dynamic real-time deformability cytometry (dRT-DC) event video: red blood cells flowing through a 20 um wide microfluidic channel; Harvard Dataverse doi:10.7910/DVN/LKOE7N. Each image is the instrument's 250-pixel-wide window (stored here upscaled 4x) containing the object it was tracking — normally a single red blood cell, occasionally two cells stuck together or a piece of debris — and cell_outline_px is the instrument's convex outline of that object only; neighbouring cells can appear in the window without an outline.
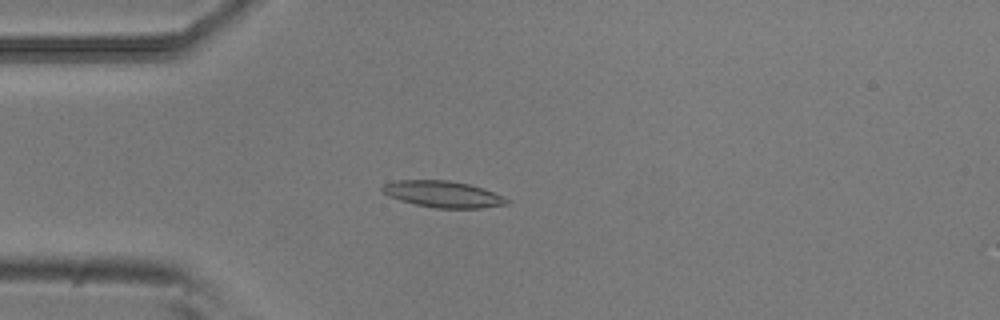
{"species": "common noctule bat (a hibernating species)", "species_latin": "Nyctalus noctula", "temperature_condition": "room temperature", "stored_images_in_passage": 50, "camera_frame_rate_fps": 3000, "um_per_image_px": 0.085, "animal": {"sex": "male", "body_mass_g": 20.5, "forearm_length_mm": 52.5}, "frame": {"image": 1, "passage_image": 11, "time_ms": 3.333, "image_size_px": [1000, 320], "cell_outline_px": [[512, 200], [508, 204], [480, 208], [436, 208], [416, 204], [400, 200], [388, 196], [380, 188], [384, 184], [396, 180], [448, 180], [468, 184], [484, 188], [504, 196]], "centroid_in_image_um": [37.69, 16.5], "position_along_channel_um": 47.3, "area_um2": 19.25}}
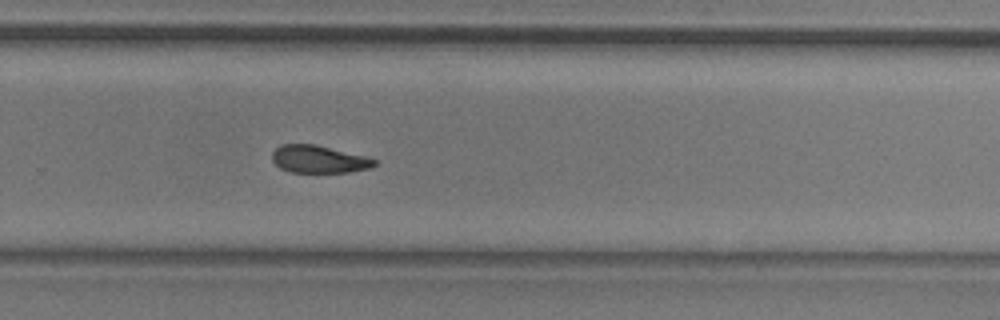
{"frame": {"image": 2, "passage_image": 32, "time_ms": 10.333, "image_size_px": [1000, 320], "cell_outline_px": [[376, 164], [368, 168], [348, 172], [292, 172], [280, 168], [272, 160], [272, 152], [280, 144], [316, 144], [364, 156], [376, 160]], "centroid_in_image_um": [27.05, 13.52], "position_along_channel_um": 302.7, "area_um2": 16.24}}
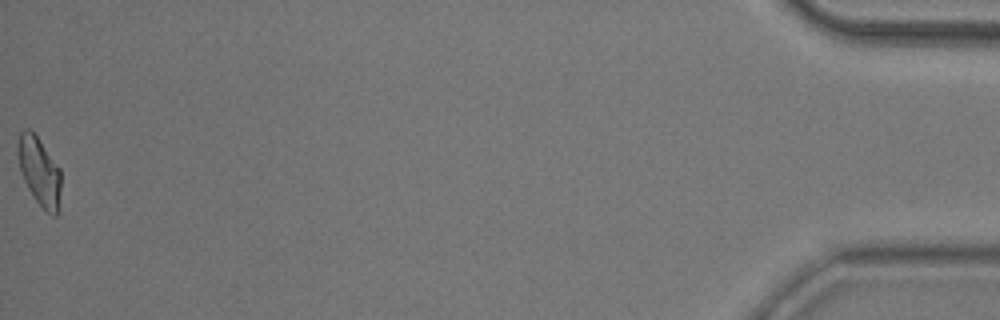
{"frame": {"image": 3, "passage_image": 50, "time_ms": 16.333, "image_size_px": [1000, 320], "cell_outline_px": [[60, 212], [56, 216], [52, 216], [36, 200], [28, 188], [24, 180], [20, 168], [16, 152], [16, 144], [20, 132], [24, 128], [28, 128], [36, 136], [60, 168]], "centroid_in_image_um": [3.34, 14.57], "position_along_channel_um": 431.9, "area_um2": 17.22}, "authors_computed_cell_mechanics": {"area_um2": 17.7157, "velocity_mm_per_s": 3.8355, "shape_relaxation_time_tau1_ms": 9.6599, "shape_relaxation_time_tau2_ms": 6.4024, "deformation_change_tau1": 0.2004, "deformation_change_tau2": 0.1403}}